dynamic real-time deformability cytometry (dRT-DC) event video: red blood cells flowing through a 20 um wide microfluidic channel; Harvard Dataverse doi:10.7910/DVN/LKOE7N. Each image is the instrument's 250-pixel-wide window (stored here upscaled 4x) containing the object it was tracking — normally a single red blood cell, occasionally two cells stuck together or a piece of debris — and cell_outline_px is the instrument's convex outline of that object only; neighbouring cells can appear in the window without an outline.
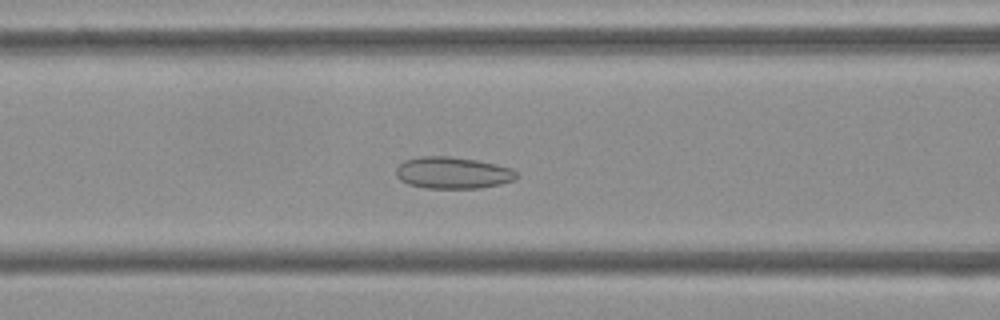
{"species": "Egyptian fruit bat (a non-hibernating species)", "species_latin": "Rousettus aegyptiacus", "temperature_condition": "cold", "stored_images_in_passage": 34, "camera_frame_rate_fps": 3000, "um_per_image_px": 0.085, "frame": {"image": 1, "passage_image": 14, "time_ms": 4.333, "image_size_px": [1000, 320], "cell_outline_px": [[520, 176], [512, 180], [500, 184], [480, 188], [424, 188], [408, 184], [400, 180], [396, 176], [396, 168], [404, 160], [420, 156], [448, 156], [476, 160], [496, 164], [512, 168], [520, 172]], "centroid_in_image_um": [38.5, 14.69], "position_along_channel_um": 128.1, "area_um2": 22.48}}
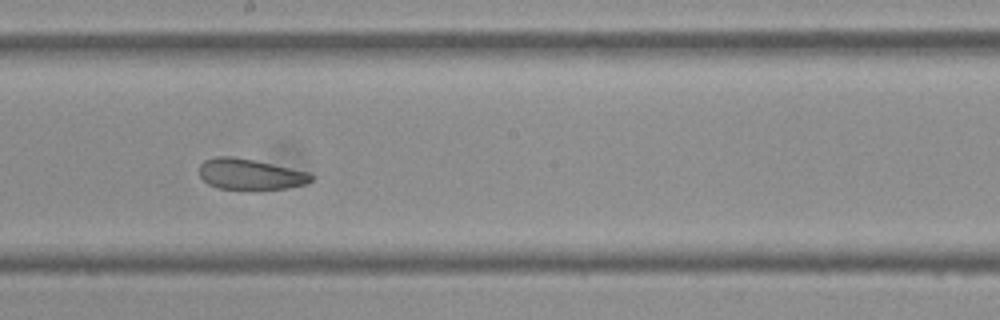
{"frame": {"image": 2, "passage_image": 22, "time_ms": 7.0, "image_size_px": [1000, 320], "cell_outline_px": [[312, 180], [304, 184], [284, 188], [220, 188], [208, 184], [200, 176], [200, 164], [204, 160], [216, 156], [232, 156], [272, 164], [308, 172], [312, 176]], "centroid_in_image_um": [21.22, 14.78], "position_along_channel_um": 227.0, "area_um2": 19.48}}
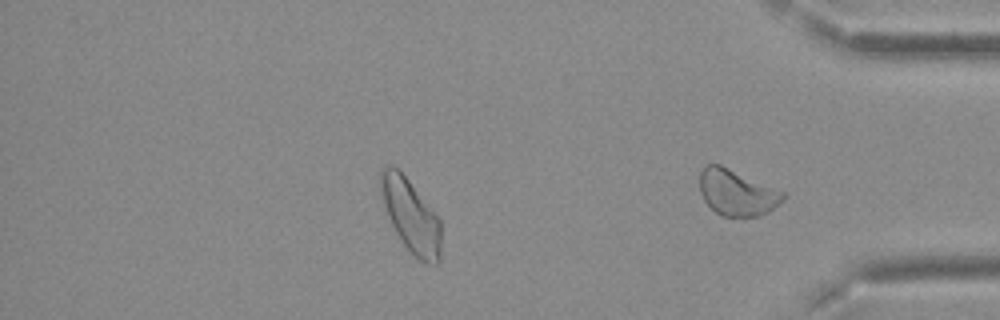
{"frame": {"image": 3, "passage_image": 34, "time_ms": 11.0, "image_size_px": [1000, 320], "cell_outline_px": [[788, 192], [784, 200], [768, 212], [756, 216], [720, 216], [704, 200], [700, 192], [700, 172], [708, 164], [720, 164]], "centroid_in_image_um": [62.68, 16.36], "position_along_channel_um": 372.5, "area_um2": 22.54}, "authors_computed_cell_mechanics": {"area_um2": 22.1085, "velocity_mm_per_s": 3.7132, "shape_relaxation_time_tau1_ms": null, "shape_relaxation_time_tau2_ms": 2.2657, "deformation_change_tau1": null, "deformation_change_tau2": 0.0879}}